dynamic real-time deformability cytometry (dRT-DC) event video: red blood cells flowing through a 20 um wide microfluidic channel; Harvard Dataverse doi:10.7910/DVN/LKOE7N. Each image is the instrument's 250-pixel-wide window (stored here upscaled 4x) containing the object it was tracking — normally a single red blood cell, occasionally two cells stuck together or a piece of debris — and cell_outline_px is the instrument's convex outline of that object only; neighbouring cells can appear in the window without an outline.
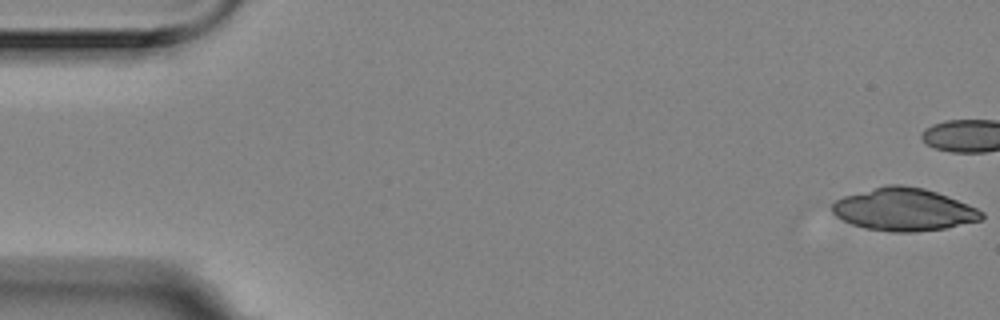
{"species": "Egyptian fruit bat (a non-hibernating species)", "species_latin": "Rousettus aegyptiacus", "temperature_condition": "room temperature", "stored_images_in_passage": 19, "camera_frame_rate_fps": 3000, "um_per_image_px": 0.085, "animal": {"sex": "female"}, "frame": {"image": 1, "passage_image": 1, "time_ms": 0.0, "image_size_px": [1000, 320], "cell_outline_px": [[984, 216], [980, 220], [944, 228], [916, 232], [892, 232], [864, 228], [852, 224], [836, 216], [832, 212], [832, 204], [836, 200], [844, 196], [888, 184], [900, 184], [924, 188], [948, 196], [968, 204], [984, 212]], "centroid_in_image_um": [76.82, 17.81], "position_along_channel_um": 8.2, "area_um2": 36.93}}